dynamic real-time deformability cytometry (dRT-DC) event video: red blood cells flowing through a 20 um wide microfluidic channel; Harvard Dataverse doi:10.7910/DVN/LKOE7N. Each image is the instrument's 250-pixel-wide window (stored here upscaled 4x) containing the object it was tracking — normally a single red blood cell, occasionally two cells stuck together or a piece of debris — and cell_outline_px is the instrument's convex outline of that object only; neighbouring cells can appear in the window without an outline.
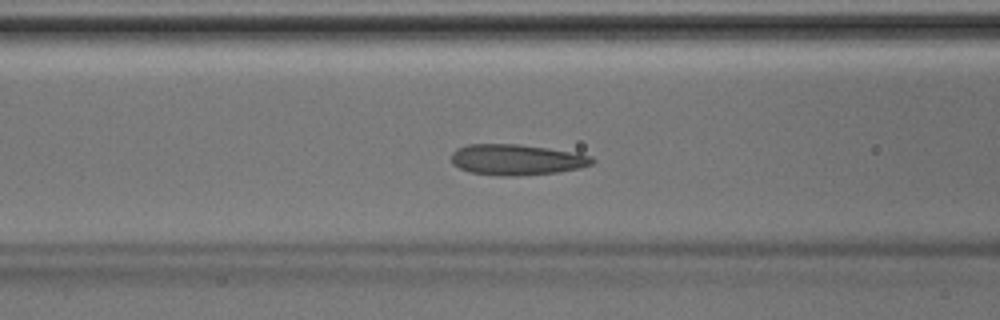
{"species": "Egyptian fruit bat (a non-hibernating species)", "species_latin": "Rousettus aegyptiacus", "temperature_condition": "room temperature", "stored_images_in_passage": 46, "camera_frame_rate_fps": 3000, "um_per_image_px": 0.085, "animal": {"sex": "male"}, "frame": {"image": 1, "passage_image": 18, "time_ms": 5.667, "image_size_px": [1000, 320], "cell_outline_px": [[596, 160], [592, 164], [580, 168], [560, 172], [520, 176], [500, 176], [468, 172], [452, 164], [452, 152], [456, 148], [468, 144], [516, 144], [548, 148], [576, 152], [592, 156]], "centroid_in_image_um": [43.93, 13.58], "position_along_channel_um": 122.7, "area_um2": 25.61}}
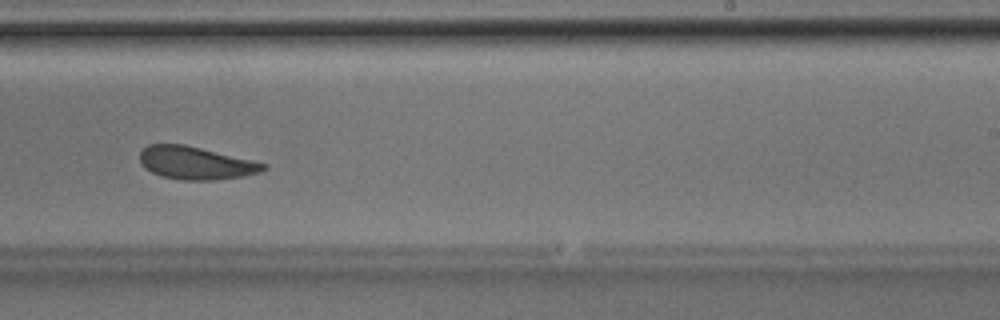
{"frame": {"image": 2, "passage_image": 28, "time_ms": 9.0, "image_size_px": [1000, 320], "cell_outline_px": [[268, 168], [260, 172], [244, 176], [212, 180], [184, 180], [160, 176], [144, 168], [140, 164], [140, 152], [148, 144], [184, 144], [252, 160], [268, 164]], "centroid_in_image_um": [16.63, 13.85], "position_along_channel_um": 272.4, "area_um2": 23.64}}
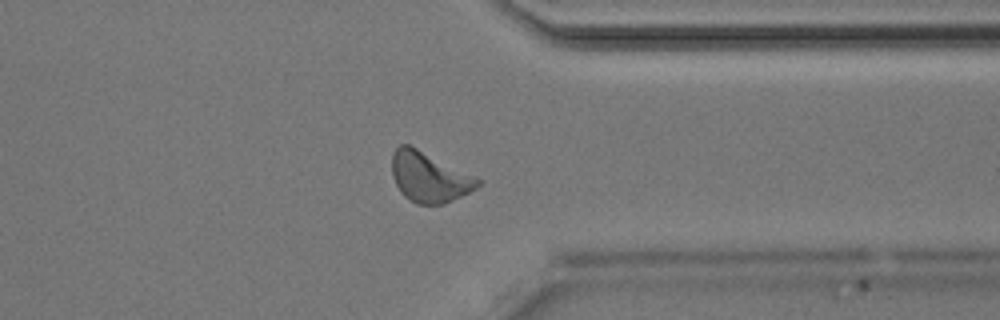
{"frame": {"image": 3, "passage_image": 35, "time_ms": 11.333, "image_size_px": [1000, 320], "cell_outline_px": [[484, 180], [476, 188], [444, 204], [416, 204], [404, 196], [400, 192], [392, 176], [392, 152], [400, 144], [408, 144]], "centroid_in_image_um": [36.47, 15.05], "position_along_channel_um": 374.9, "area_um2": 24.97}}